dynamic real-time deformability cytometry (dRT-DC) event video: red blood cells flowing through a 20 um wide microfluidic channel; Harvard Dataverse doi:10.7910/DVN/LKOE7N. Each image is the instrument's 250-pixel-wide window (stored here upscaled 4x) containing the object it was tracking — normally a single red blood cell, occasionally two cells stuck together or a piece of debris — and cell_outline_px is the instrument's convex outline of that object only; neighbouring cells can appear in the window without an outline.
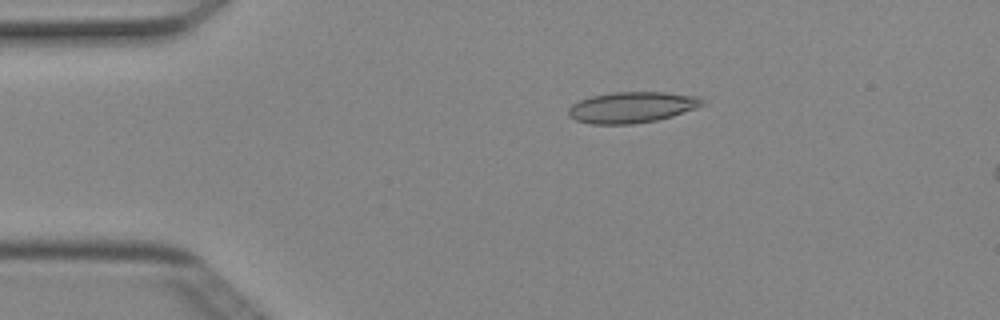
{"species": "Egyptian fruit bat (a non-hibernating species)", "species_latin": "Rousettus aegyptiacus", "temperature_condition": "cold", "stored_images_in_passage": 5, "segment_of_instrument_passage": [1, 2], "camera_frame_rate_fps": 3000, "um_per_image_px": 0.085, "animal": {"sex": "female"}, "frame": {"image": 1, "passage_image": 3, "time_ms": 0.667, "image_size_px": [1000, 320], "cell_outline_px": [[704, 104], [696, 108], [672, 116], [656, 120], [632, 124], [588, 124], [576, 120], [568, 116], [568, 108], [572, 104], [580, 100], [592, 96], [612, 92], [668, 92], [700, 96], [704, 100]], "centroid_in_image_um": [53.71, 9.11], "position_along_channel_um": 31.3, "area_um2": 24.33}}